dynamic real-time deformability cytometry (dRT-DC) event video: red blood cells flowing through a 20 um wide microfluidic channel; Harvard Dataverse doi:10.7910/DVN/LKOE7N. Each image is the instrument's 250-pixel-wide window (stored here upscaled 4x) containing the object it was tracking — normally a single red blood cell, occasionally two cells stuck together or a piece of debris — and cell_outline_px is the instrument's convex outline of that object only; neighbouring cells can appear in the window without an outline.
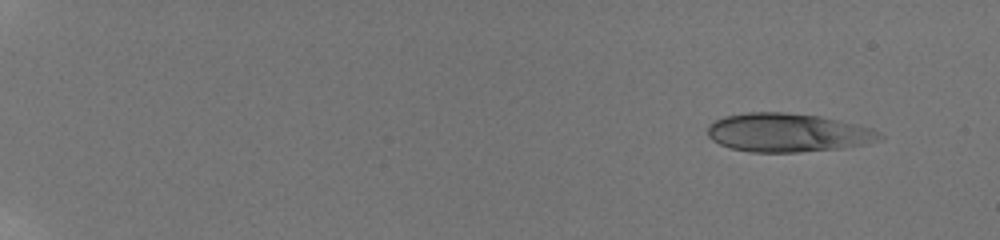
{"species": "human", "species_latin": "Homo sapiens", "temperature_condition": "room temperature", "stored_images_in_passage": 52, "camera_frame_rate_fps": 3000, "um_per_image_px": 0.085, "donor": {"sex": "male"}, "frame": {"image": 1, "passage_image": 1, "time_ms": 0.0, "image_size_px": [1000, 240], "cell_outline_px": [[884, 140], [864, 144], [840, 148], [800, 152], [748, 152], [728, 148], [712, 140], [708, 136], [708, 124], [724, 116], [748, 112], [784, 112], [820, 116], [872, 128], [884, 136]], "centroid_in_image_um": [66.95, 11.28], "position_along_channel_um": 18.1, "area_um2": 38.9}}
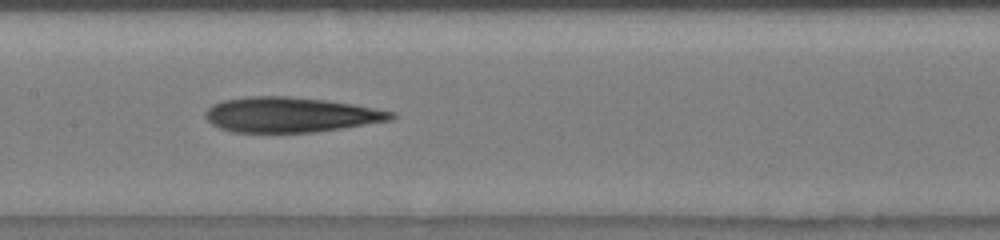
{"frame": {"image": 2, "passage_image": 28, "time_ms": 9.0, "image_size_px": [1000, 240], "cell_outline_px": [[396, 116], [392, 120], [340, 128], [312, 132], [232, 132], [220, 128], [212, 124], [204, 116], [208, 108], [212, 104], [224, 100], [248, 96], [288, 96], [324, 100], [352, 104], [396, 112]], "centroid_in_image_um": [24.68, 9.75], "position_along_channel_um": 182.7, "area_um2": 37.74}}
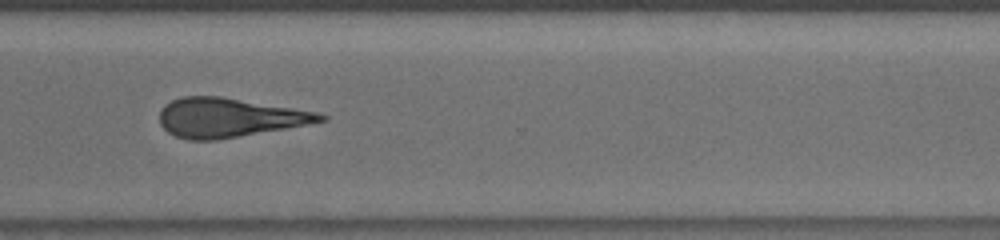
{"frame": {"image": 3, "passage_image": 41, "time_ms": 13.333, "image_size_px": [1000, 240], "cell_outline_px": [[328, 120], [284, 128], [216, 140], [188, 140], [176, 136], [168, 132], [160, 124], [160, 112], [164, 104], [172, 100], [184, 96], [220, 96], [316, 112], [328, 116]], "centroid_in_image_um": [19.42, 9.99], "position_along_channel_um": 351.2, "area_um2": 36.18}, "authors_computed_cell_mechanics": {"area_um2": 37.3966, "velocity_mm_per_s": 3.8921, "shape_relaxation_time_tau1_ms": null, "shape_relaxation_time_tau2_ms": 5.7761, "deformation_change_tau1": null, "deformation_change_tau2": 0.2108}}